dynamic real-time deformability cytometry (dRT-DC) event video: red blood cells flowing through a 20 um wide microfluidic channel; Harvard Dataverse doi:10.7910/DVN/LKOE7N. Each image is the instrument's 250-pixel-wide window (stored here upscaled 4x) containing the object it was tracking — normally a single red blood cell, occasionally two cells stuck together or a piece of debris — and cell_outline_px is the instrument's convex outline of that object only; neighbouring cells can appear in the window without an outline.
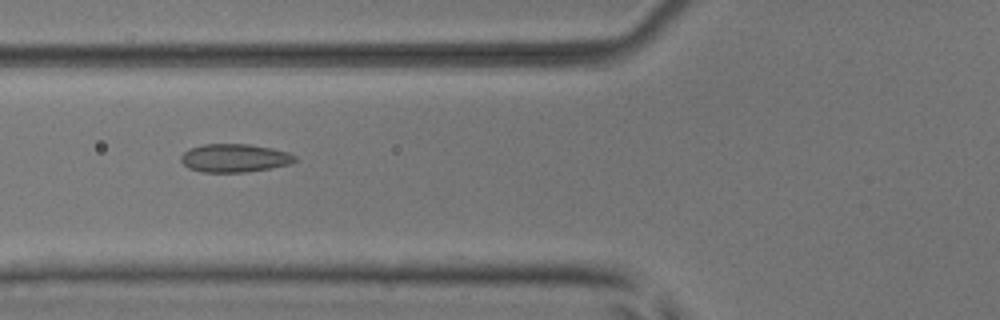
{"species": "common noctule bat (a hibernating species)", "species_latin": "Nyctalus noctula", "temperature_condition": "room temperature", "stored_images_in_passage": 4, "camera_frame_rate_fps": 3000, "um_per_image_px": 0.085, "animal": {"sex": "male", "body_mass_g": 17.9, "forearm_length_mm": 54.2}, "frame": {"image": 1, "passage_image": 3, "time_ms": 0.667, "image_size_px": [1000, 320], "cell_outline_px": [[296, 160], [292, 164], [272, 168], [244, 172], [204, 172], [188, 168], [180, 160], [180, 156], [188, 148], [204, 144], [248, 144], [272, 148], [288, 152], [296, 156]], "centroid_in_image_um": [19.94, 13.43], "position_along_channel_um": 105.9, "area_um2": 18.9}}
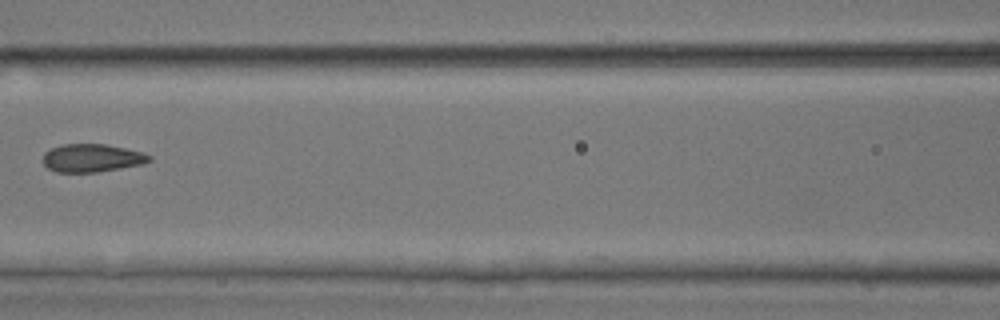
{"frame": {"image": 2, "passage_image": 4, "time_ms": 1.0, "image_size_px": [1000, 320], "cell_outline_px": [[152, 160], [140, 164], [96, 172], [56, 172], [48, 168], [44, 164], [44, 152], [52, 148], [64, 144], [104, 144], [124, 148], [140, 152], [152, 156]], "centroid_in_image_um": [7.79, 13.43], "position_along_channel_um": 158.8, "area_um2": 17.05}}